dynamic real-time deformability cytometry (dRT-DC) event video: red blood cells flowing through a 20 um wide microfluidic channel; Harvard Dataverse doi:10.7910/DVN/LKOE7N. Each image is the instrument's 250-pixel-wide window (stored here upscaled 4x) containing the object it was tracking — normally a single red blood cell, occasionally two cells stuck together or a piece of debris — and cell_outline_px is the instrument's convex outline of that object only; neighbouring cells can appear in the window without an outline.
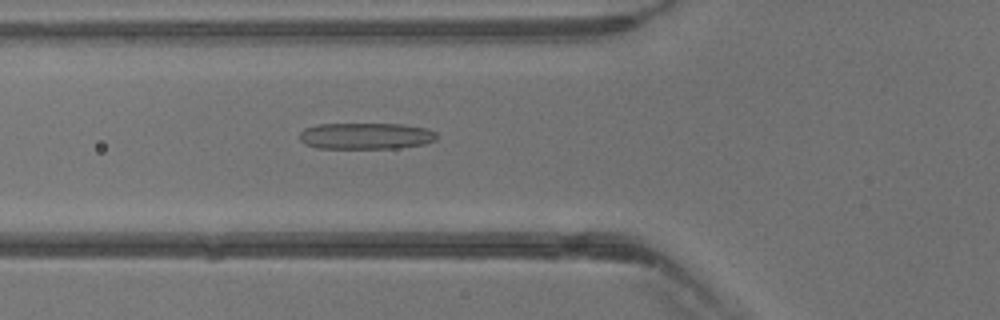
{"species": "common noctule bat (a hibernating species)", "species_latin": "Nyctalus noctula", "temperature_condition": "warm", "stored_images_in_passage": 29, "camera_frame_rate_fps": 3000, "um_per_image_px": 0.085, "animal": {"sex": "male", "body_mass_g": 13.3}, "frame": {"image": 1, "passage_image": 4, "time_ms": 1.0, "image_size_px": [1000, 320], "cell_outline_px": [[436, 140], [424, 144], [396, 148], [316, 148], [304, 144], [300, 140], [300, 132], [304, 128], [320, 124], [400, 124], [424, 128], [436, 132]], "centroid_in_image_um": [31.06, 11.56], "position_along_channel_um": 94.7, "area_um2": 21.04}}
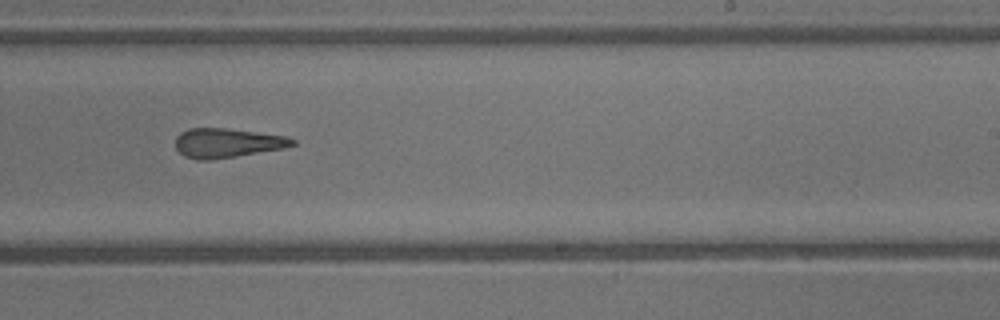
{"frame": {"image": 2, "passage_image": 14, "time_ms": 4.333, "image_size_px": [1000, 320], "cell_outline_px": [[296, 144], [284, 148], [212, 160], [196, 160], [184, 156], [176, 148], [176, 136], [180, 132], [188, 128], [224, 128], [288, 136], [296, 140]], "centroid_in_image_um": [19.3, 12.15], "position_along_channel_um": 269.7, "area_um2": 20.06}}
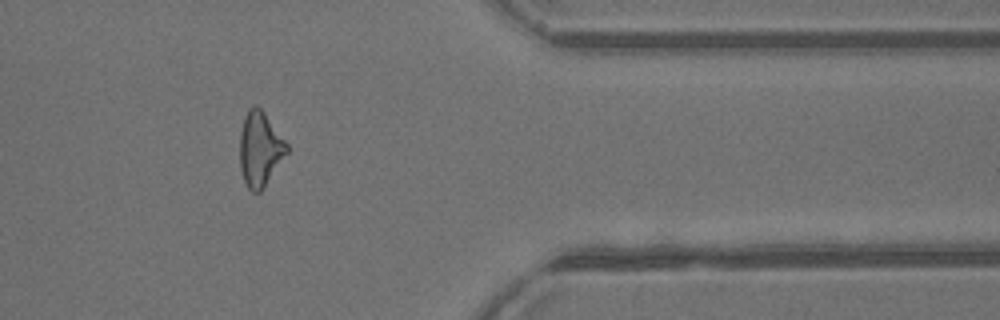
{"frame": {"image": 3, "passage_image": 22, "time_ms": 7.0, "image_size_px": [1000, 320], "cell_outline_px": [[288, 152], [264, 188], [260, 192], [252, 192], [248, 188], [244, 180], [240, 168], [240, 132], [244, 116], [248, 108], [256, 104], [264, 112], [288, 144]], "centroid_in_image_um": [22.09, 12.66], "position_along_channel_um": 389.3, "area_um2": 20.52}}